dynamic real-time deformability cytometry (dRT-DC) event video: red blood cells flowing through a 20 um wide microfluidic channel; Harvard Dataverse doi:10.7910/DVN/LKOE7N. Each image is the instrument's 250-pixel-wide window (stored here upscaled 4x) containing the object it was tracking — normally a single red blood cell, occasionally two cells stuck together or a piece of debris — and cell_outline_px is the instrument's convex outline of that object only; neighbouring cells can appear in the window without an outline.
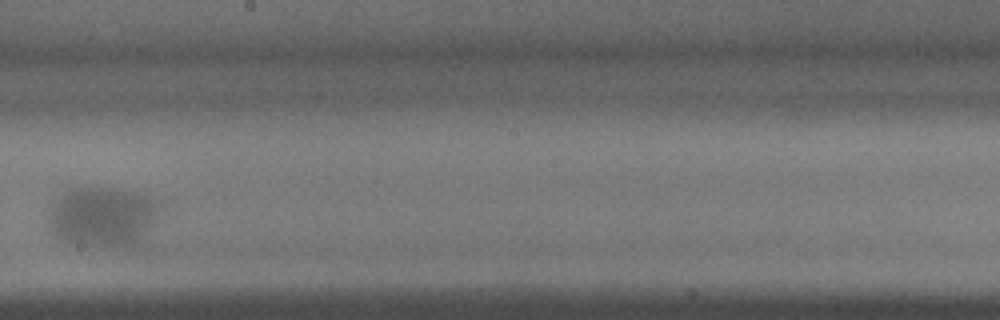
{"species": "common noctule bat (a hibernating species)", "species_latin": "Nyctalus noctula", "temperature_condition": "warm", "stored_images_in_passage": 21, "camera_frame_rate_fps": 3000, "um_per_image_px": 0.085, "animal": {"sex": "male", "body_mass_g": 15.6}, "frame": {"image": 1, "passage_image": 13, "time_ms": 4.0, "image_size_px": [1000, 320], "cell_outline_px": [[160, 204], [152, 220], [144, 232], [136, 240], [128, 244], [84, 244], [64, 240], [52, 236], [48, 224], [48, 204], [52, 200], [64, 192], [72, 188], [112, 188], [132, 192], [156, 200]], "centroid_in_image_um": [8.53, 18.34], "position_along_channel_um": 239.7, "area_um2": 37.34}}
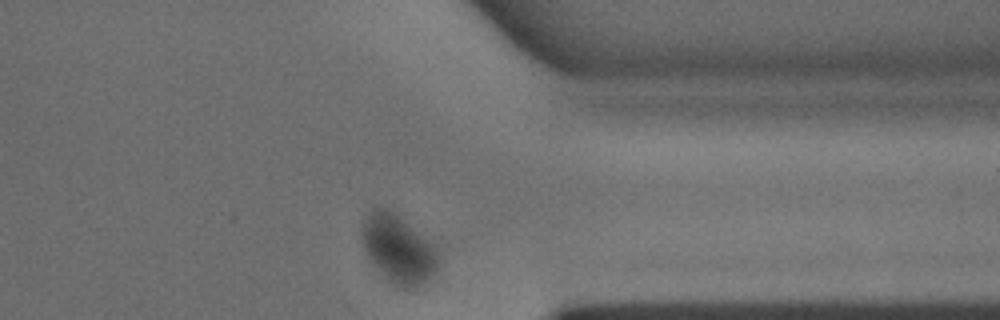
{"frame": {"image": 2, "passage_image": 21, "time_ms": 6.667, "image_size_px": [1000, 320], "cell_outline_px": [[440, 264], [432, 276], [428, 280], [420, 284], [392, 284], [376, 268], [368, 256], [364, 248], [360, 236], [360, 228], [372, 208], [388, 208], [432, 244], [440, 260]], "centroid_in_image_um": [33.81, 21.13], "position_along_channel_um": 377.6, "area_um2": 29.36}}